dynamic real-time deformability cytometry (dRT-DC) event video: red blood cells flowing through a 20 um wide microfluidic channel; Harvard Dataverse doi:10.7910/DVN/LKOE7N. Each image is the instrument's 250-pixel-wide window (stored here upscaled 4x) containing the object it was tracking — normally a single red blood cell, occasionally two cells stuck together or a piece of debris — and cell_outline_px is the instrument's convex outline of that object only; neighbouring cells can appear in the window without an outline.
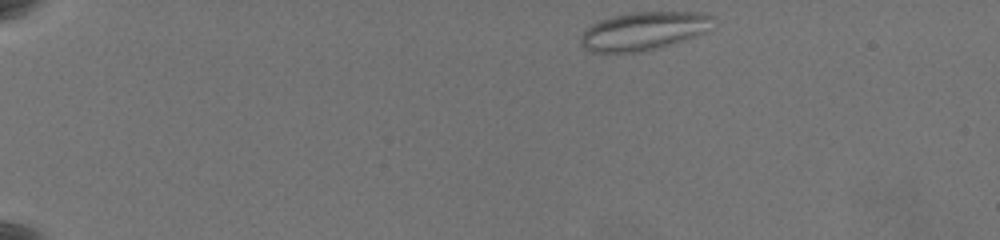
{"species": "common noctule bat (a hibernating species)", "species_latin": "Nyctalus noctula", "temperature_condition": "warm", "stored_images_in_passage": 51, "camera_frame_rate_fps": 3000, "um_per_image_px": 0.085, "animal": {"sex": "female", "body_mass_g": 19.5, "forearm_length_mm": 54.1}, "frame": {"image": 1, "passage_image": 1, "time_ms": 0.0, "image_size_px": [1000, 240], "cell_outline_px": [[712, 16], [704, 32], [656, 48], [640, 52], [592, 52], [584, 48], [580, 44], [580, 36], [592, 24], [600, 20], [632, 12], [704, 12]], "centroid_in_image_um": [54.62, 2.63], "position_along_channel_um": 30.4, "area_um2": 28.67}}
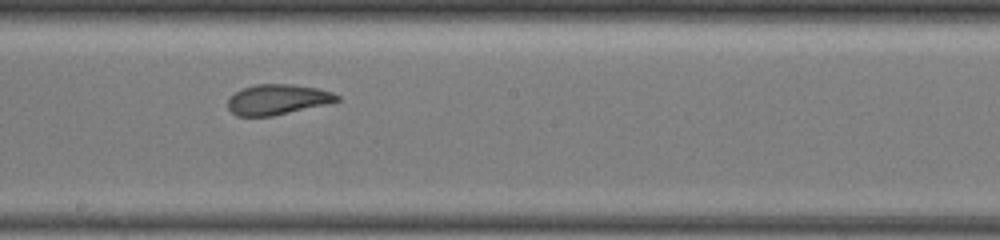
{"frame": {"image": 2, "passage_image": 27, "time_ms": 8.667, "image_size_px": [1000, 240], "cell_outline_px": [[340, 100], [324, 104], [272, 116], [236, 116], [228, 108], [228, 96], [244, 88], [256, 84], [292, 84], [316, 88], [332, 92], [340, 96]], "centroid_in_image_um": [23.55, 8.45], "position_along_channel_um": 224.6, "area_um2": 19.07}}
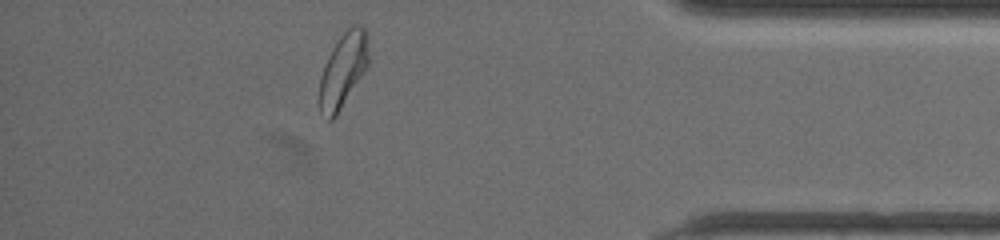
{"frame": {"image": 3, "passage_image": 45, "time_ms": 14.667, "image_size_px": [1000, 240], "cell_outline_px": [[368, 64], [364, 72], [336, 116], [332, 120], [328, 120], [320, 112], [316, 96], [320, 76], [324, 64], [336, 40], [352, 24], [356, 24], [364, 28], [368, 32]], "centroid_in_image_um": [29.12, 5.98], "position_along_channel_um": 406.1, "area_um2": 21.79}, "authors_computed_cell_mechanics": {"area_um2": 20.9236, "velocity_mm_per_s": 3.4823, "shape_relaxation_time_tau1_ms": null, "shape_relaxation_time_tau2_ms": 1.881, "deformation_change_tau1": null, "deformation_change_tau2": 0.0807}}